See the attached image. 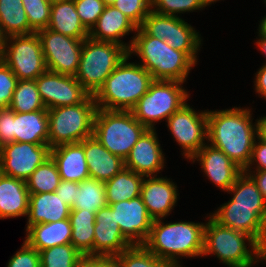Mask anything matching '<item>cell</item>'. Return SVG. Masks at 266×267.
Returning a JSON list of instances; mask_svg holds the SVG:
<instances>
[{
  "mask_svg": "<svg viewBox=\"0 0 266 267\" xmlns=\"http://www.w3.org/2000/svg\"><path fill=\"white\" fill-rule=\"evenodd\" d=\"M107 206L105 184L94 178L84 179L79 183L75 204L71 210H85L96 213Z\"/></svg>",
  "mask_w": 266,
  "mask_h": 267,
  "instance_id": "obj_33",
  "label": "cell"
},
{
  "mask_svg": "<svg viewBox=\"0 0 266 267\" xmlns=\"http://www.w3.org/2000/svg\"><path fill=\"white\" fill-rule=\"evenodd\" d=\"M82 267H121L116 256H88L84 257Z\"/></svg>",
  "mask_w": 266,
  "mask_h": 267,
  "instance_id": "obj_49",
  "label": "cell"
},
{
  "mask_svg": "<svg viewBox=\"0 0 266 267\" xmlns=\"http://www.w3.org/2000/svg\"><path fill=\"white\" fill-rule=\"evenodd\" d=\"M26 234L25 241L39 252L71 243V222L66 218L57 222L35 224L26 230Z\"/></svg>",
  "mask_w": 266,
  "mask_h": 267,
  "instance_id": "obj_26",
  "label": "cell"
},
{
  "mask_svg": "<svg viewBox=\"0 0 266 267\" xmlns=\"http://www.w3.org/2000/svg\"><path fill=\"white\" fill-rule=\"evenodd\" d=\"M2 61L18 80H35L47 70L37 33L6 37Z\"/></svg>",
  "mask_w": 266,
  "mask_h": 267,
  "instance_id": "obj_10",
  "label": "cell"
},
{
  "mask_svg": "<svg viewBox=\"0 0 266 267\" xmlns=\"http://www.w3.org/2000/svg\"><path fill=\"white\" fill-rule=\"evenodd\" d=\"M5 40H6V36L3 34L1 27H0V61H2V58H3Z\"/></svg>",
  "mask_w": 266,
  "mask_h": 267,
  "instance_id": "obj_54",
  "label": "cell"
},
{
  "mask_svg": "<svg viewBox=\"0 0 266 267\" xmlns=\"http://www.w3.org/2000/svg\"><path fill=\"white\" fill-rule=\"evenodd\" d=\"M145 176L124 167L112 179L104 182L107 205L140 196Z\"/></svg>",
  "mask_w": 266,
  "mask_h": 267,
  "instance_id": "obj_29",
  "label": "cell"
},
{
  "mask_svg": "<svg viewBox=\"0 0 266 267\" xmlns=\"http://www.w3.org/2000/svg\"><path fill=\"white\" fill-rule=\"evenodd\" d=\"M78 182L61 180L59 186L56 188L55 193L64 200L68 206L72 207L75 204L77 195Z\"/></svg>",
  "mask_w": 266,
  "mask_h": 267,
  "instance_id": "obj_48",
  "label": "cell"
},
{
  "mask_svg": "<svg viewBox=\"0 0 266 267\" xmlns=\"http://www.w3.org/2000/svg\"><path fill=\"white\" fill-rule=\"evenodd\" d=\"M48 29L75 39H86L89 31L81 23L74 0H59L51 4Z\"/></svg>",
  "mask_w": 266,
  "mask_h": 267,
  "instance_id": "obj_28",
  "label": "cell"
},
{
  "mask_svg": "<svg viewBox=\"0 0 266 267\" xmlns=\"http://www.w3.org/2000/svg\"><path fill=\"white\" fill-rule=\"evenodd\" d=\"M130 41L128 54L140 57L144 67L154 80L185 82L196 63L185 53L173 49L164 40L149 36L141 27Z\"/></svg>",
  "mask_w": 266,
  "mask_h": 267,
  "instance_id": "obj_3",
  "label": "cell"
},
{
  "mask_svg": "<svg viewBox=\"0 0 266 267\" xmlns=\"http://www.w3.org/2000/svg\"><path fill=\"white\" fill-rule=\"evenodd\" d=\"M7 267H41L39 252L24 240L21 249L8 261Z\"/></svg>",
  "mask_w": 266,
  "mask_h": 267,
  "instance_id": "obj_45",
  "label": "cell"
},
{
  "mask_svg": "<svg viewBox=\"0 0 266 267\" xmlns=\"http://www.w3.org/2000/svg\"><path fill=\"white\" fill-rule=\"evenodd\" d=\"M71 244L84 256H93L95 213L71 210Z\"/></svg>",
  "mask_w": 266,
  "mask_h": 267,
  "instance_id": "obj_30",
  "label": "cell"
},
{
  "mask_svg": "<svg viewBox=\"0 0 266 267\" xmlns=\"http://www.w3.org/2000/svg\"><path fill=\"white\" fill-rule=\"evenodd\" d=\"M84 151L90 178L106 182L125 167V161L113 155L94 136L84 139Z\"/></svg>",
  "mask_w": 266,
  "mask_h": 267,
  "instance_id": "obj_23",
  "label": "cell"
},
{
  "mask_svg": "<svg viewBox=\"0 0 266 267\" xmlns=\"http://www.w3.org/2000/svg\"><path fill=\"white\" fill-rule=\"evenodd\" d=\"M11 142H15L13 111L10 109H0V147Z\"/></svg>",
  "mask_w": 266,
  "mask_h": 267,
  "instance_id": "obj_46",
  "label": "cell"
},
{
  "mask_svg": "<svg viewBox=\"0 0 266 267\" xmlns=\"http://www.w3.org/2000/svg\"><path fill=\"white\" fill-rule=\"evenodd\" d=\"M258 35L260 36H266V15L265 17L260 21L259 28H258Z\"/></svg>",
  "mask_w": 266,
  "mask_h": 267,
  "instance_id": "obj_55",
  "label": "cell"
},
{
  "mask_svg": "<svg viewBox=\"0 0 266 267\" xmlns=\"http://www.w3.org/2000/svg\"><path fill=\"white\" fill-rule=\"evenodd\" d=\"M9 109L17 113L46 109L35 80H18Z\"/></svg>",
  "mask_w": 266,
  "mask_h": 267,
  "instance_id": "obj_35",
  "label": "cell"
},
{
  "mask_svg": "<svg viewBox=\"0 0 266 267\" xmlns=\"http://www.w3.org/2000/svg\"><path fill=\"white\" fill-rule=\"evenodd\" d=\"M128 50L117 43L83 41L76 80L92 96L103 86L113 70L128 56Z\"/></svg>",
  "mask_w": 266,
  "mask_h": 267,
  "instance_id": "obj_6",
  "label": "cell"
},
{
  "mask_svg": "<svg viewBox=\"0 0 266 267\" xmlns=\"http://www.w3.org/2000/svg\"><path fill=\"white\" fill-rule=\"evenodd\" d=\"M18 79L12 70L0 61V109H9Z\"/></svg>",
  "mask_w": 266,
  "mask_h": 267,
  "instance_id": "obj_44",
  "label": "cell"
},
{
  "mask_svg": "<svg viewBox=\"0 0 266 267\" xmlns=\"http://www.w3.org/2000/svg\"><path fill=\"white\" fill-rule=\"evenodd\" d=\"M0 27L6 37L35 33L29 26L22 0H0Z\"/></svg>",
  "mask_w": 266,
  "mask_h": 267,
  "instance_id": "obj_31",
  "label": "cell"
},
{
  "mask_svg": "<svg viewBox=\"0 0 266 267\" xmlns=\"http://www.w3.org/2000/svg\"><path fill=\"white\" fill-rule=\"evenodd\" d=\"M227 192L233 193V206L266 207V201L255 181L244 171Z\"/></svg>",
  "mask_w": 266,
  "mask_h": 267,
  "instance_id": "obj_34",
  "label": "cell"
},
{
  "mask_svg": "<svg viewBox=\"0 0 266 267\" xmlns=\"http://www.w3.org/2000/svg\"><path fill=\"white\" fill-rule=\"evenodd\" d=\"M250 112L240 107L207 111L209 145L224 152L243 170L250 162L258 137V119L253 125Z\"/></svg>",
  "mask_w": 266,
  "mask_h": 267,
  "instance_id": "obj_1",
  "label": "cell"
},
{
  "mask_svg": "<svg viewBox=\"0 0 266 267\" xmlns=\"http://www.w3.org/2000/svg\"><path fill=\"white\" fill-rule=\"evenodd\" d=\"M47 1H49L50 3H53V2H57L59 0H47Z\"/></svg>",
  "mask_w": 266,
  "mask_h": 267,
  "instance_id": "obj_58",
  "label": "cell"
},
{
  "mask_svg": "<svg viewBox=\"0 0 266 267\" xmlns=\"http://www.w3.org/2000/svg\"><path fill=\"white\" fill-rule=\"evenodd\" d=\"M61 181L55 161L50 156L26 180L29 194L55 192Z\"/></svg>",
  "mask_w": 266,
  "mask_h": 267,
  "instance_id": "obj_36",
  "label": "cell"
},
{
  "mask_svg": "<svg viewBox=\"0 0 266 267\" xmlns=\"http://www.w3.org/2000/svg\"><path fill=\"white\" fill-rule=\"evenodd\" d=\"M210 216L222 226L248 234L266 249V207L233 206L230 200Z\"/></svg>",
  "mask_w": 266,
  "mask_h": 267,
  "instance_id": "obj_14",
  "label": "cell"
},
{
  "mask_svg": "<svg viewBox=\"0 0 266 267\" xmlns=\"http://www.w3.org/2000/svg\"><path fill=\"white\" fill-rule=\"evenodd\" d=\"M132 244L123 236L110 206L95 213L93 256H117Z\"/></svg>",
  "mask_w": 266,
  "mask_h": 267,
  "instance_id": "obj_17",
  "label": "cell"
},
{
  "mask_svg": "<svg viewBox=\"0 0 266 267\" xmlns=\"http://www.w3.org/2000/svg\"><path fill=\"white\" fill-rule=\"evenodd\" d=\"M257 140V141H256ZM258 142V143H257ZM255 164L256 170H266V144L262 142L258 137L255 139L252 155L248 166L243 171H251V166Z\"/></svg>",
  "mask_w": 266,
  "mask_h": 267,
  "instance_id": "obj_47",
  "label": "cell"
},
{
  "mask_svg": "<svg viewBox=\"0 0 266 267\" xmlns=\"http://www.w3.org/2000/svg\"><path fill=\"white\" fill-rule=\"evenodd\" d=\"M106 6L113 5L117 0H102Z\"/></svg>",
  "mask_w": 266,
  "mask_h": 267,
  "instance_id": "obj_56",
  "label": "cell"
},
{
  "mask_svg": "<svg viewBox=\"0 0 266 267\" xmlns=\"http://www.w3.org/2000/svg\"><path fill=\"white\" fill-rule=\"evenodd\" d=\"M209 254L216 255L228 267H251L258 259H265V250L251 236L222 226L211 216L205 224L202 256Z\"/></svg>",
  "mask_w": 266,
  "mask_h": 267,
  "instance_id": "obj_5",
  "label": "cell"
},
{
  "mask_svg": "<svg viewBox=\"0 0 266 267\" xmlns=\"http://www.w3.org/2000/svg\"><path fill=\"white\" fill-rule=\"evenodd\" d=\"M48 144L11 142L0 147V173L26 181L50 157Z\"/></svg>",
  "mask_w": 266,
  "mask_h": 267,
  "instance_id": "obj_13",
  "label": "cell"
},
{
  "mask_svg": "<svg viewBox=\"0 0 266 267\" xmlns=\"http://www.w3.org/2000/svg\"><path fill=\"white\" fill-rule=\"evenodd\" d=\"M164 154L155 129H147L125 159V167L143 176H156L164 168Z\"/></svg>",
  "mask_w": 266,
  "mask_h": 267,
  "instance_id": "obj_18",
  "label": "cell"
},
{
  "mask_svg": "<svg viewBox=\"0 0 266 267\" xmlns=\"http://www.w3.org/2000/svg\"><path fill=\"white\" fill-rule=\"evenodd\" d=\"M15 142L48 144V111L17 113L13 111Z\"/></svg>",
  "mask_w": 266,
  "mask_h": 267,
  "instance_id": "obj_27",
  "label": "cell"
},
{
  "mask_svg": "<svg viewBox=\"0 0 266 267\" xmlns=\"http://www.w3.org/2000/svg\"><path fill=\"white\" fill-rule=\"evenodd\" d=\"M41 267H82L84 256L71 244L39 251Z\"/></svg>",
  "mask_w": 266,
  "mask_h": 267,
  "instance_id": "obj_37",
  "label": "cell"
},
{
  "mask_svg": "<svg viewBox=\"0 0 266 267\" xmlns=\"http://www.w3.org/2000/svg\"><path fill=\"white\" fill-rule=\"evenodd\" d=\"M182 84L176 80H154L131 110L134 117L147 129H155V122L167 120L186 104L189 94Z\"/></svg>",
  "mask_w": 266,
  "mask_h": 267,
  "instance_id": "obj_9",
  "label": "cell"
},
{
  "mask_svg": "<svg viewBox=\"0 0 266 267\" xmlns=\"http://www.w3.org/2000/svg\"><path fill=\"white\" fill-rule=\"evenodd\" d=\"M167 126L175 141L181 145L185 158H191L206 144L208 131L207 110L194 111L187 103L173 113Z\"/></svg>",
  "mask_w": 266,
  "mask_h": 267,
  "instance_id": "obj_12",
  "label": "cell"
},
{
  "mask_svg": "<svg viewBox=\"0 0 266 267\" xmlns=\"http://www.w3.org/2000/svg\"><path fill=\"white\" fill-rule=\"evenodd\" d=\"M81 23L90 31L104 11L106 5L102 0H74Z\"/></svg>",
  "mask_w": 266,
  "mask_h": 267,
  "instance_id": "obj_43",
  "label": "cell"
},
{
  "mask_svg": "<svg viewBox=\"0 0 266 267\" xmlns=\"http://www.w3.org/2000/svg\"><path fill=\"white\" fill-rule=\"evenodd\" d=\"M113 6L125 14L137 27H140L148 16L151 0H117Z\"/></svg>",
  "mask_w": 266,
  "mask_h": 267,
  "instance_id": "obj_42",
  "label": "cell"
},
{
  "mask_svg": "<svg viewBox=\"0 0 266 267\" xmlns=\"http://www.w3.org/2000/svg\"><path fill=\"white\" fill-rule=\"evenodd\" d=\"M30 28L36 33L48 27L51 4L47 0H22Z\"/></svg>",
  "mask_w": 266,
  "mask_h": 267,
  "instance_id": "obj_39",
  "label": "cell"
},
{
  "mask_svg": "<svg viewBox=\"0 0 266 267\" xmlns=\"http://www.w3.org/2000/svg\"><path fill=\"white\" fill-rule=\"evenodd\" d=\"M61 180L82 182L90 178L85 158L84 140L79 143L62 144L50 149Z\"/></svg>",
  "mask_w": 266,
  "mask_h": 267,
  "instance_id": "obj_22",
  "label": "cell"
},
{
  "mask_svg": "<svg viewBox=\"0 0 266 267\" xmlns=\"http://www.w3.org/2000/svg\"><path fill=\"white\" fill-rule=\"evenodd\" d=\"M97 109L92 95L76 105L48 109L49 147L79 143L93 136Z\"/></svg>",
  "mask_w": 266,
  "mask_h": 267,
  "instance_id": "obj_7",
  "label": "cell"
},
{
  "mask_svg": "<svg viewBox=\"0 0 266 267\" xmlns=\"http://www.w3.org/2000/svg\"><path fill=\"white\" fill-rule=\"evenodd\" d=\"M149 36L164 41H170L173 16L157 13L151 10L140 26Z\"/></svg>",
  "mask_w": 266,
  "mask_h": 267,
  "instance_id": "obj_40",
  "label": "cell"
},
{
  "mask_svg": "<svg viewBox=\"0 0 266 267\" xmlns=\"http://www.w3.org/2000/svg\"><path fill=\"white\" fill-rule=\"evenodd\" d=\"M205 6L208 5L204 0H151L153 11L170 16H178V13L201 10Z\"/></svg>",
  "mask_w": 266,
  "mask_h": 267,
  "instance_id": "obj_41",
  "label": "cell"
},
{
  "mask_svg": "<svg viewBox=\"0 0 266 267\" xmlns=\"http://www.w3.org/2000/svg\"><path fill=\"white\" fill-rule=\"evenodd\" d=\"M71 207L55 192L30 194L26 230L35 224L51 223L69 218Z\"/></svg>",
  "mask_w": 266,
  "mask_h": 267,
  "instance_id": "obj_24",
  "label": "cell"
},
{
  "mask_svg": "<svg viewBox=\"0 0 266 267\" xmlns=\"http://www.w3.org/2000/svg\"><path fill=\"white\" fill-rule=\"evenodd\" d=\"M147 130L131 111L97 109L93 136L113 155L124 161L141 135Z\"/></svg>",
  "mask_w": 266,
  "mask_h": 267,
  "instance_id": "obj_8",
  "label": "cell"
},
{
  "mask_svg": "<svg viewBox=\"0 0 266 267\" xmlns=\"http://www.w3.org/2000/svg\"><path fill=\"white\" fill-rule=\"evenodd\" d=\"M131 55L113 70L94 95L97 108L110 111H131L149 90L152 75L139 63H127Z\"/></svg>",
  "mask_w": 266,
  "mask_h": 267,
  "instance_id": "obj_4",
  "label": "cell"
},
{
  "mask_svg": "<svg viewBox=\"0 0 266 267\" xmlns=\"http://www.w3.org/2000/svg\"><path fill=\"white\" fill-rule=\"evenodd\" d=\"M258 138L266 144V116L258 119Z\"/></svg>",
  "mask_w": 266,
  "mask_h": 267,
  "instance_id": "obj_52",
  "label": "cell"
},
{
  "mask_svg": "<svg viewBox=\"0 0 266 267\" xmlns=\"http://www.w3.org/2000/svg\"><path fill=\"white\" fill-rule=\"evenodd\" d=\"M177 190L170 178L145 176L140 196L153 220L164 219L170 214L178 199Z\"/></svg>",
  "mask_w": 266,
  "mask_h": 267,
  "instance_id": "obj_20",
  "label": "cell"
},
{
  "mask_svg": "<svg viewBox=\"0 0 266 267\" xmlns=\"http://www.w3.org/2000/svg\"><path fill=\"white\" fill-rule=\"evenodd\" d=\"M137 26L115 6L109 5L98 18L96 24L89 31V38L96 41L113 42L124 46L128 51L130 44L121 40L131 31H136Z\"/></svg>",
  "mask_w": 266,
  "mask_h": 267,
  "instance_id": "obj_21",
  "label": "cell"
},
{
  "mask_svg": "<svg viewBox=\"0 0 266 267\" xmlns=\"http://www.w3.org/2000/svg\"><path fill=\"white\" fill-rule=\"evenodd\" d=\"M116 257L121 267H168L144 245H132Z\"/></svg>",
  "mask_w": 266,
  "mask_h": 267,
  "instance_id": "obj_38",
  "label": "cell"
},
{
  "mask_svg": "<svg viewBox=\"0 0 266 267\" xmlns=\"http://www.w3.org/2000/svg\"><path fill=\"white\" fill-rule=\"evenodd\" d=\"M204 224L185 221L165 224L156 219L143 245L167 266L181 267L177 260L180 257H202Z\"/></svg>",
  "mask_w": 266,
  "mask_h": 267,
  "instance_id": "obj_2",
  "label": "cell"
},
{
  "mask_svg": "<svg viewBox=\"0 0 266 267\" xmlns=\"http://www.w3.org/2000/svg\"><path fill=\"white\" fill-rule=\"evenodd\" d=\"M191 159L199 161L208 179L223 191H228L243 172L224 152L209 144H205Z\"/></svg>",
  "mask_w": 266,
  "mask_h": 267,
  "instance_id": "obj_19",
  "label": "cell"
},
{
  "mask_svg": "<svg viewBox=\"0 0 266 267\" xmlns=\"http://www.w3.org/2000/svg\"><path fill=\"white\" fill-rule=\"evenodd\" d=\"M115 213L123 236L132 245H143L149 237L152 222L141 196L109 205Z\"/></svg>",
  "mask_w": 266,
  "mask_h": 267,
  "instance_id": "obj_16",
  "label": "cell"
},
{
  "mask_svg": "<svg viewBox=\"0 0 266 267\" xmlns=\"http://www.w3.org/2000/svg\"><path fill=\"white\" fill-rule=\"evenodd\" d=\"M36 33L41 42L47 70L75 76L84 39H75L48 28Z\"/></svg>",
  "mask_w": 266,
  "mask_h": 267,
  "instance_id": "obj_11",
  "label": "cell"
},
{
  "mask_svg": "<svg viewBox=\"0 0 266 267\" xmlns=\"http://www.w3.org/2000/svg\"><path fill=\"white\" fill-rule=\"evenodd\" d=\"M201 37L196 30L184 19L173 16V27H171L170 41H165L173 49L185 52L195 63L197 53L201 46Z\"/></svg>",
  "mask_w": 266,
  "mask_h": 267,
  "instance_id": "obj_32",
  "label": "cell"
},
{
  "mask_svg": "<svg viewBox=\"0 0 266 267\" xmlns=\"http://www.w3.org/2000/svg\"><path fill=\"white\" fill-rule=\"evenodd\" d=\"M255 77V90L261 97L266 99V64L259 69Z\"/></svg>",
  "mask_w": 266,
  "mask_h": 267,
  "instance_id": "obj_50",
  "label": "cell"
},
{
  "mask_svg": "<svg viewBox=\"0 0 266 267\" xmlns=\"http://www.w3.org/2000/svg\"><path fill=\"white\" fill-rule=\"evenodd\" d=\"M244 172L248 173L253 178L257 185V188L260 190L266 201V170H256L255 172L253 171V173L252 171Z\"/></svg>",
  "mask_w": 266,
  "mask_h": 267,
  "instance_id": "obj_51",
  "label": "cell"
},
{
  "mask_svg": "<svg viewBox=\"0 0 266 267\" xmlns=\"http://www.w3.org/2000/svg\"><path fill=\"white\" fill-rule=\"evenodd\" d=\"M205 1V3L207 4V5H210V4H212V2L214 3V2H216V1H218V0H204Z\"/></svg>",
  "mask_w": 266,
  "mask_h": 267,
  "instance_id": "obj_57",
  "label": "cell"
},
{
  "mask_svg": "<svg viewBox=\"0 0 266 267\" xmlns=\"http://www.w3.org/2000/svg\"><path fill=\"white\" fill-rule=\"evenodd\" d=\"M258 36H259V39L255 43L257 44V47H259L262 54L266 56V36H260V35Z\"/></svg>",
  "mask_w": 266,
  "mask_h": 267,
  "instance_id": "obj_53",
  "label": "cell"
},
{
  "mask_svg": "<svg viewBox=\"0 0 266 267\" xmlns=\"http://www.w3.org/2000/svg\"><path fill=\"white\" fill-rule=\"evenodd\" d=\"M35 82L47 110L82 103L90 95L71 75L46 70Z\"/></svg>",
  "mask_w": 266,
  "mask_h": 267,
  "instance_id": "obj_15",
  "label": "cell"
},
{
  "mask_svg": "<svg viewBox=\"0 0 266 267\" xmlns=\"http://www.w3.org/2000/svg\"><path fill=\"white\" fill-rule=\"evenodd\" d=\"M29 199L26 181L0 173V219L27 216Z\"/></svg>",
  "mask_w": 266,
  "mask_h": 267,
  "instance_id": "obj_25",
  "label": "cell"
}]
</instances>
